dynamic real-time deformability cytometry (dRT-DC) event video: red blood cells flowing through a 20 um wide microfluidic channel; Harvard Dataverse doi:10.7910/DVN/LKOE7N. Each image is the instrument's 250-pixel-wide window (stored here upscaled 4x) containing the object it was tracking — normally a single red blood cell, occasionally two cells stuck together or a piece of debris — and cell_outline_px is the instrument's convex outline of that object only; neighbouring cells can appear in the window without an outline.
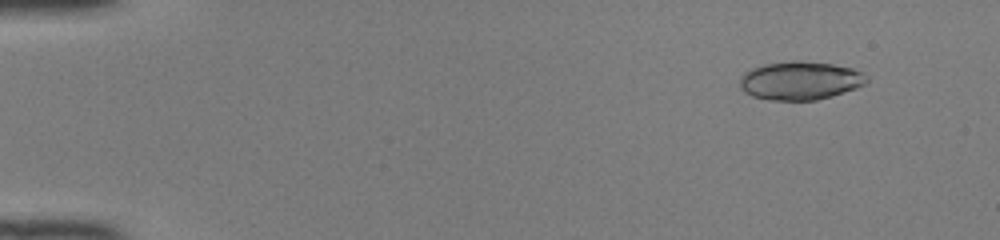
{"species": "common noctule bat (a hibernating species)", "species_latin": "Nyctalus noctula", "temperature_condition": "room temperature", "stored_images_in_passage": 50, "camera_frame_rate_fps": 3000, "um_per_image_px": 0.085, "animal": {"sex": "female", "body_mass_g": 22.0, "forearm_length_mm": 56.7}, "frame": {"image": 1, "passage_image": 5, "time_ms": 1.333, "image_size_px": [1000, 240], "cell_outline_px": [[868, 80], [864, 84], [856, 88], [816, 100], [768, 100], [752, 96], [744, 92], [740, 88], [740, 76], [744, 72], [752, 68], [764, 64], [792, 60], [800, 60], [832, 64], [852, 68], [860, 72]], "centroid_in_image_um": [67.95, 6.84], "position_along_channel_um": 17.1, "area_um2": 28.32}}